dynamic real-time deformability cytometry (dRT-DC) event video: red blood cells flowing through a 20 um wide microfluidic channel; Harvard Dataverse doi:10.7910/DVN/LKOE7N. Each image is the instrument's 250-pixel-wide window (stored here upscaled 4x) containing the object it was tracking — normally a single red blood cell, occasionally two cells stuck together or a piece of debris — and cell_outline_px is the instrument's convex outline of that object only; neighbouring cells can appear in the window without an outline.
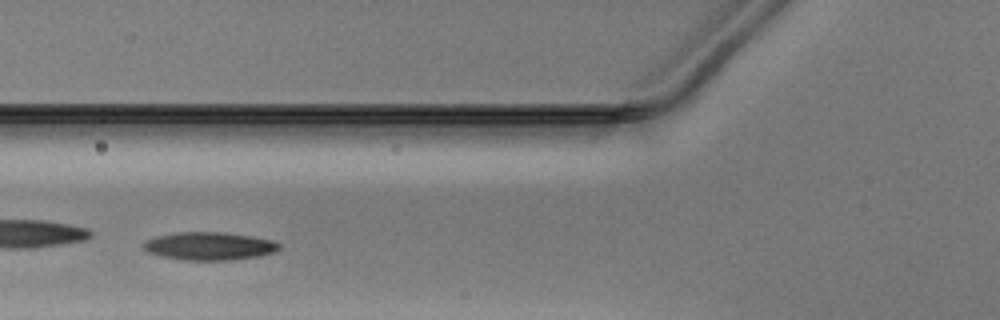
{"species": "Egyptian fruit bat (a non-hibernating species)", "species_latin": "Rousettus aegyptiacus", "temperature_condition": "warm", "stored_images_in_passage": 36, "camera_frame_rate_fps": 3000, "um_per_image_px": 0.085, "animal": {"sex": "male"}, "frame": {"image": 1, "passage_image": 8, "time_ms": 2.333, "image_size_px": [1000, 320], "cell_outline_px": [[280, 248], [272, 252], [260, 256], [232, 260], [184, 260], [160, 256], [148, 252], [140, 248], [140, 244], [144, 240], [156, 236], [176, 232], [224, 232], [252, 236], [272, 240], [280, 244]], "centroid_in_image_um": [17.72, 20.91], "position_along_channel_um": 108.1, "area_um2": 22.43}}
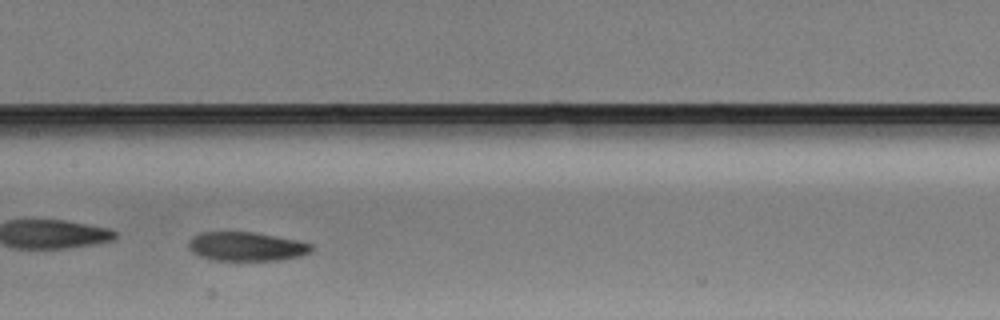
{"frame": {"image": 2, "passage_image": 14, "time_ms": 4.333, "image_size_px": [1000, 320], "cell_outline_px": [[312, 252], [300, 256], [280, 260], [212, 260], [200, 256], [192, 252], [188, 248], [188, 240], [192, 236], [200, 232], [252, 232], [296, 240], [312, 244]], "centroid_in_image_um": [20.91, 20.95], "position_along_channel_um": 186.5, "area_um2": 20.75}}
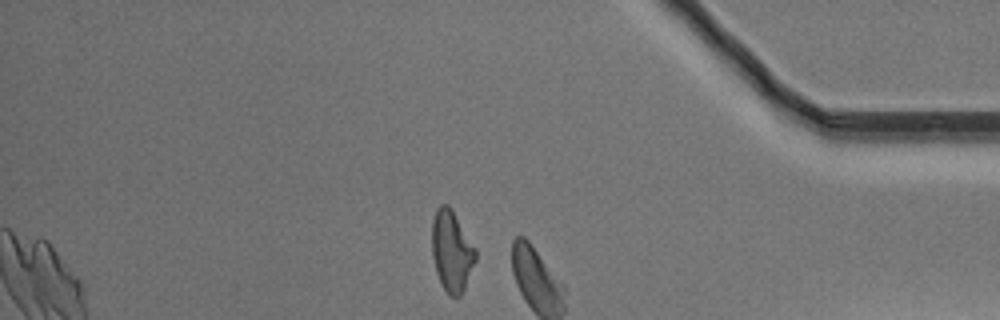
{"frame": {"image": 3, "passage_image": 31, "time_ms": 10.0, "image_size_px": [1000, 320], "cell_outline_px": [[476, 260], [464, 288], [460, 296], [448, 296], [440, 284], [436, 272], [432, 256], [432, 220], [436, 208], [440, 204], [448, 204], [452, 208], [476, 248]], "centroid_in_image_um": [38.38, 21.32], "position_along_channel_um": 396.8, "area_um2": 20.87}}